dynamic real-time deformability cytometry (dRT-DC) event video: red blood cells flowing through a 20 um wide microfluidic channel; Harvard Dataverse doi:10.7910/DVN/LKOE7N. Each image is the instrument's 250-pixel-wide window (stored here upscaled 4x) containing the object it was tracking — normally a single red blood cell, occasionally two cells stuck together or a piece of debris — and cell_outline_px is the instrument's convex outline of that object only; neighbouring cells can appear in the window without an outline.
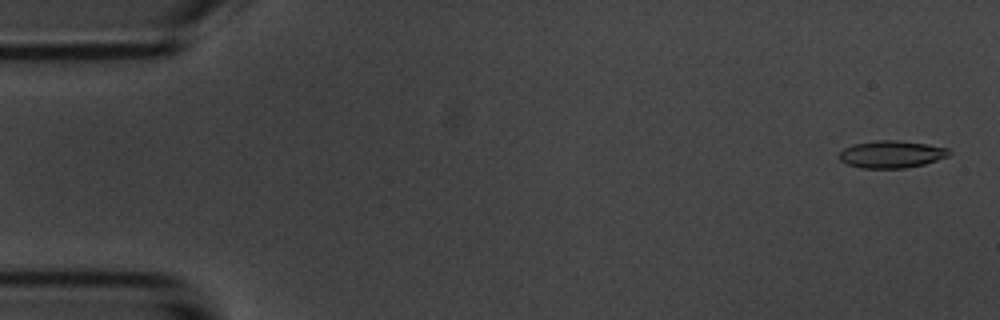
{"species": "common noctule bat (a hibernating species)", "species_latin": "Nyctalus noctula", "temperature_condition": "room temperature", "stored_images_in_passage": 54, "camera_frame_rate_fps": 3000, "um_per_image_px": 0.085, "animal": {"sex": "male", "body_mass_g": 20.1, "forearm_length_mm": 53.5}, "frame": {"image": 1, "passage_image": 2, "time_ms": 0.333, "image_size_px": [1000, 320], "cell_outline_px": [[952, 152], [948, 156], [924, 164], [904, 168], [860, 168], [848, 164], [840, 160], [840, 152], [844, 148], [856, 144], [876, 140], [896, 140], [924, 144], [948, 148]], "centroid_in_image_um": [75.78, 13.12], "position_along_channel_um": 9.2, "area_um2": 17.22}}
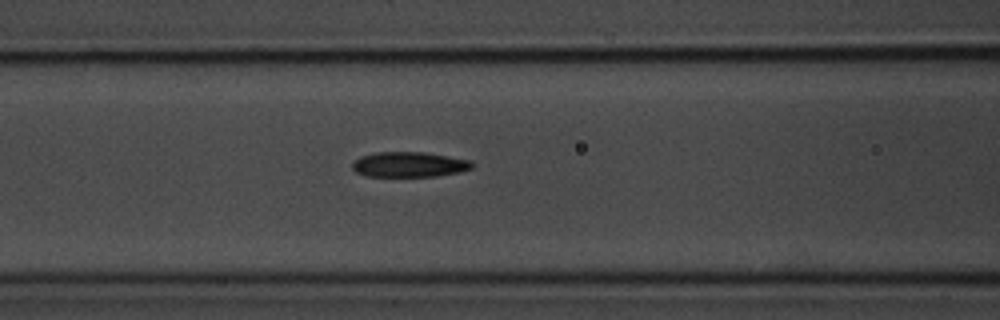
{"frame": {"image": 2, "passage_image": 22, "time_ms": 7.0, "image_size_px": [1000, 320], "cell_outline_px": [[476, 164], [472, 168], [460, 172], [436, 176], [368, 176], [356, 172], [352, 168], [352, 160], [360, 156], [376, 152], [424, 152], [472, 160]], "centroid_in_image_um": [34.8, 13.97], "position_along_channel_um": 131.8, "area_um2": 17.74}}
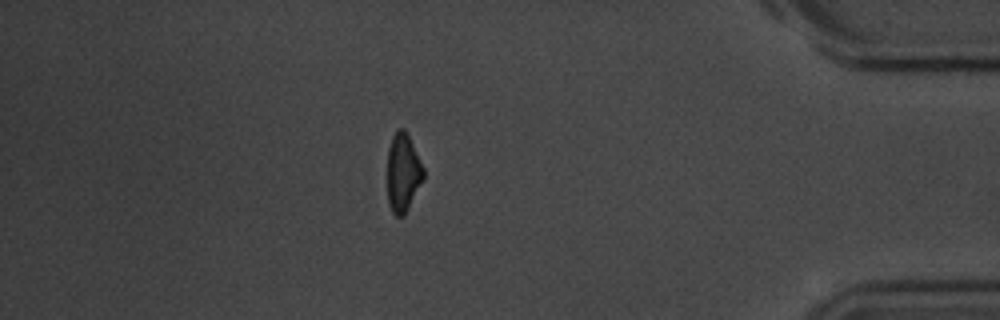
{"frame": {"image": 3, "passage_image": 47, "time_ms": 15.333, "image_size_px": [1000, 320], "cell_outline_px": [[424, 180], [404, 216], [396, 216], [392, 212], [388, 204], [388, 148], [392, 136], [396, 128], [404, 128], [408, 132], [424, 168]], "centroid_in_image_um": [34.27, 14.64], "position_along_channel_um": 400.9, "area_um2": 16.88}, "authors_computed_cell_mechanics": {"area_um2": 17.8313, "velocity_mm_per_s": 3.7264, "shape_relaxation_time_tau1_ms": 3.1535, "shape_relaxation_time_tau2_ms": 3.969, "deformation_change_tau1": 0.1199, "deformation_change_tau2": 0.125}}